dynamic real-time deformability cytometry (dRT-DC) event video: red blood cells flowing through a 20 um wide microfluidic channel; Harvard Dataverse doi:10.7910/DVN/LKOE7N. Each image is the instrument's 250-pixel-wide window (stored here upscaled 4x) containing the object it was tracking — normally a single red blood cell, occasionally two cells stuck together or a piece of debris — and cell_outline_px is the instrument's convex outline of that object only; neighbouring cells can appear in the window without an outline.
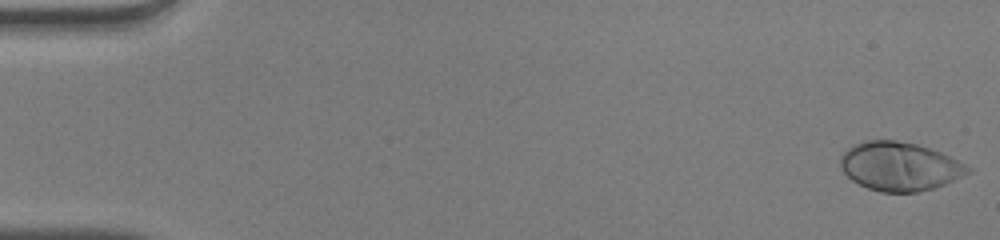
{"species": "human", "species_latin": "Homo sapiens", "temperature_condition": "warm", "stored_images_in_passage": 8, "camera_frame_rate_fps": 3000, "um_per_image_px": 0.085, "donor": {"sex": "male"}, "frame": {"image": 1, "passage_image": 1, "time_ms": 0.0, "image_size_px": [1000, 240], "cell_outline_px": [[972, 172], [944, 184], [932, 188], [916, 192], [880, 192], [868, 188], [852, 180], [840, 168], [840, 156], [848, 148], [856, 144], [868, 140], [896, 140], [916, 144], [940, 152], [972, 168]], "centroid_in_image_um": [76.45, 14.14], "position_along_channel_um": 8.5, "area_um2": 35.84}}